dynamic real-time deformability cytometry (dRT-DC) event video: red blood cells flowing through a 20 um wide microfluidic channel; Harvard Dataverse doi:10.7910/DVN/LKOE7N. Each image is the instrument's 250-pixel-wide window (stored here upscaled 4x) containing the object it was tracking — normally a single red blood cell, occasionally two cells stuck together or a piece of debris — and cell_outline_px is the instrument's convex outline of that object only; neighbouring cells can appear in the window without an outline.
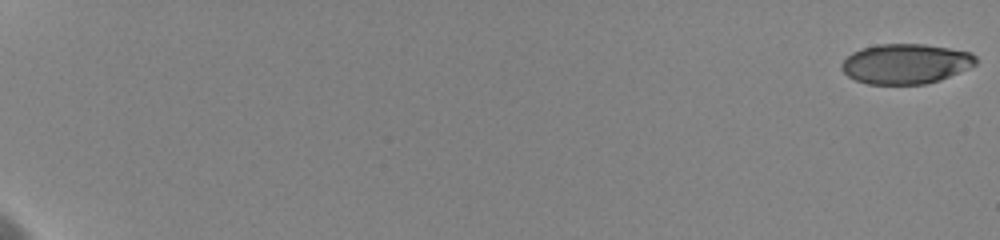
{"species": "human", "species_latin": "Homo sapiens", "temperature_condition": "cold", "stored_images_in_passage": 35, "camera_frame_rate_fps": 3000, "um_per_image_px": 0.085, "donor": {"sex": "female"}, "frame": {"image": 1, "passage_image": 1, "time_ms": 0.0, "image_size_px": [1000, 240], "cell_outline_px": [[976, 64], [968, 68], [940, 80], [924, 84], [868, 84], [856, 80], [848, 76], [840, 68], [840, 64], [852, 52], [860, 48], [876, 44], [924, 44], [972, 52], [976, 56]], "centroid_in_image_um": [76.96, 5.41], "position_along_channel_um": 8.0, "area_um2": 31.33}}
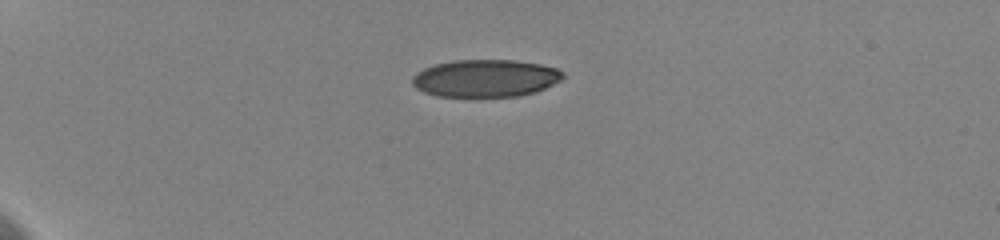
{"frame": {"image": 2, "passage_image": 23, "time_ms": 5.667, "image_size_px": [1000, 240], "cell_outline_px": [[564, 76], [560, 80], [536, 92], [516, 96], [436, 96], [424, 92], [416, 88], [412, 84], [412, 76], [416, 72], [424, 68], [436, 64], [452, 60], [516, 60], [540, 64], [556, 68], [564, 72]], "centroid_in_image_um": [41.24, 6.64], "position_along_channel_um": 43.8, "area_um2": 32.83}}